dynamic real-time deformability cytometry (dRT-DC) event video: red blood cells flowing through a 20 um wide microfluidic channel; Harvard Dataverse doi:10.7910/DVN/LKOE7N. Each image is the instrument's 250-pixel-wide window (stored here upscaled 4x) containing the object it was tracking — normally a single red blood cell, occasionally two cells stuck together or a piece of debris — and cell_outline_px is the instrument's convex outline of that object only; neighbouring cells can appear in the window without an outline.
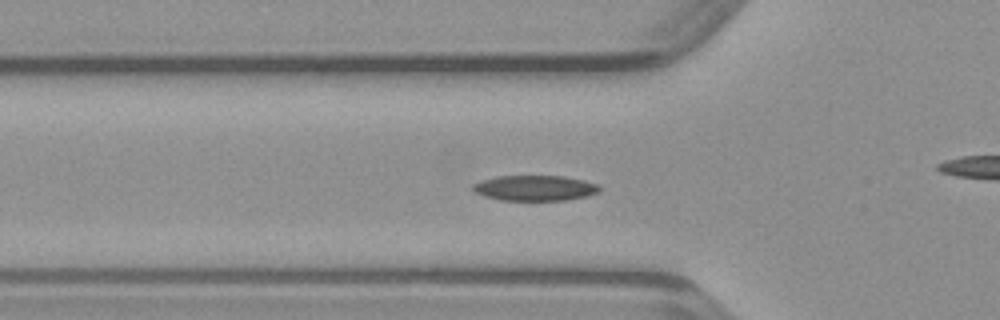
{"species": "common noctule bat (a hibernating species)", "species_latin": "Nyctalus noctula", "temperature_condition": "warm", "stored_images_in_passage": 49, "camera_frame_rate_fps": 3000, "um_per_image_px": 0.085, "animal": {"sex": "male", "body_mass_g": 23.1, "forearm_length_mm": 52.7}, "frame": {"image": 1, "passage_image": 16, "time_ms": 5.0, "image_size_px": [1000, 320], "cell_outline_px": [[600, 192], [588, 196], [564, 200], [500, 200], [484, 196], [476, 192], [472, 188], [472, 184], [480, 180], [500, 176], [564, 176], [584, 180], [600, 184]], "centroid_in_image_um": [45.5, 15.98], "position_along_channel_um": 80.3, "area_um2": 18.84}}
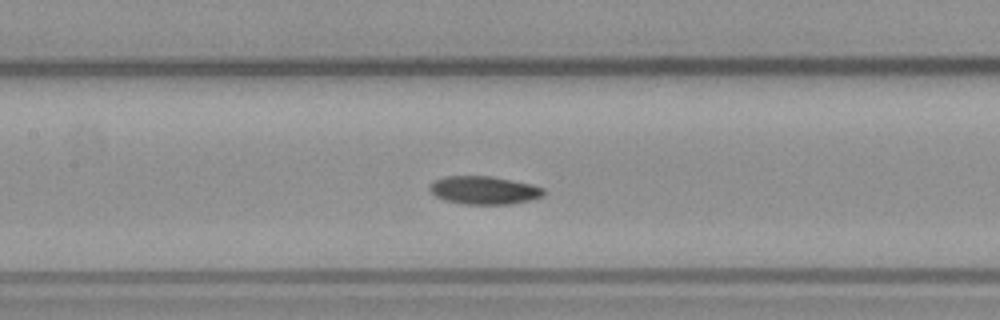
{"frame": {"image": 2, "passage_image": 22, "time_ms": 7.0, "image_size_px": [1000, 320], "cell_outline_px": [[544, 196], [532, 200], [512, 204], [464, 204], [444, 200], [436, 196], [428, 188], [436, 180], [444, 176], [492, 176], [532, 184], [544, 188]], "centroid_in_image_um": [41.19, 16.17], "position_along_channel_um": 166.2, "area_um2": 18.73}}
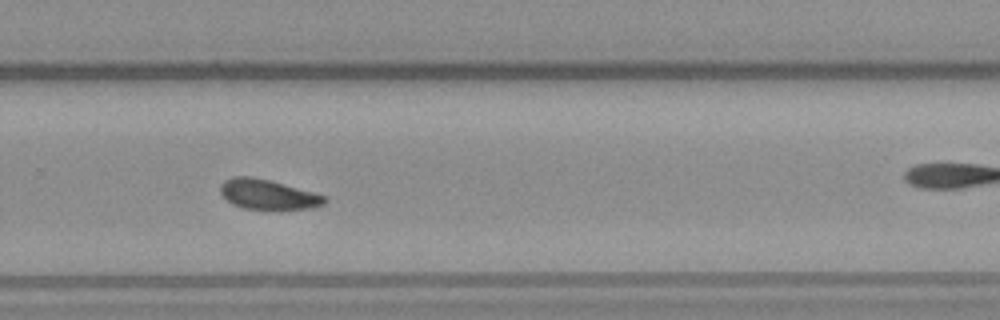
{"frame": {"image": 3, "passage_image": 32, "time_ms": 10.333, "image_size_px": [1000, 320], "cell_outline_px": [[328, 200], [324, 204], [312, 208], [280, 212], [244, 208], [232, 204], [220, 192], [220, 184], [224, 180], [232, 176], [252, 176], [268, 180], [312, 192], [324, 196]], "centroid_in_image_um": [22.78, 16.57], "position_along_channel_um": 307.0, "area_um2": 18.67}}